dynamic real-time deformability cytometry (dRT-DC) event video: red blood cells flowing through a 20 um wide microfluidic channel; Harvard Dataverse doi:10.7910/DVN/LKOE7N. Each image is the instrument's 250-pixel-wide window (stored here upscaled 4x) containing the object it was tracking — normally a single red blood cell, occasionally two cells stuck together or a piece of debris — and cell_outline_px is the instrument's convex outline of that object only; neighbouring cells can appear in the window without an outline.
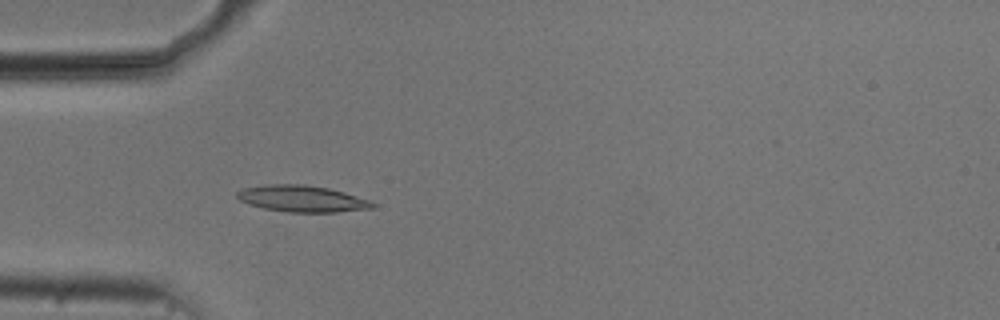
{"species": "common noctule bat (a hibernating species)", "species_latin": "Nyctalus noctula", "temperature_condition": "cold", "stored_images_in_passage": 54, "camera_frame_rate_fps": 3000, "um_per_image_px": 0.085, "animal": {"sex": "male", "body_mass_g": 20.5, "forearm_length_mm": 52.5}, "frame": {"image": 1, "passage_image": 16, "time_ms": 5.0, "image_size_px": [1000, 320], "cell_outline_px": [[376, 208], [336, 212], [288, 212], [264, 208], [248, 204], [240, 200], [236, 196], [236, 192], [244, 188], [264, 184], [304, 184], [328, 188], [344, 192], [368, 200], [376, 204]], "centroid_in_image_um": [25.66, 16.88], "position_along_channel_um": 59.3, "area_um2": 20.92}}
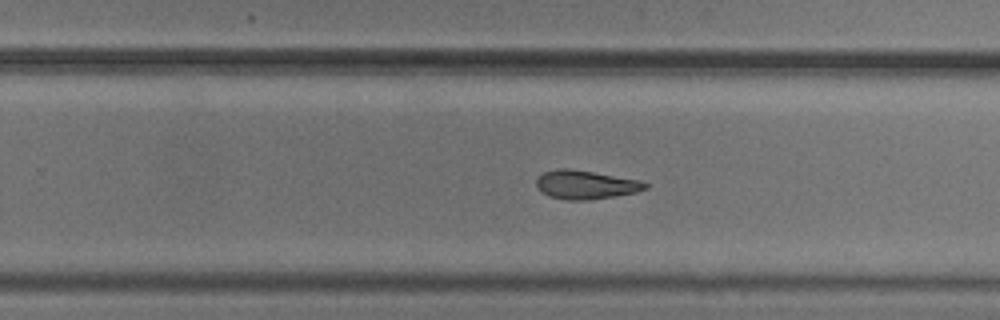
{"frame": {"image": 2, "passage_image": 34, "time_ms": 11.0, "image_size_px": [1000, 320], "cell_outline_px": [[648, 188], [636, 192], [588, 200], [564, 200], [548, 196], [540, 192], [536, 188], [536, 180], [544, 172], [560, 168], [568, 168], [640, 180], [648, 184]], "centroid_in_image_um": [49.74, 15.71], "position_along_channel_um": 280.1, "area_um2": 18.15}}
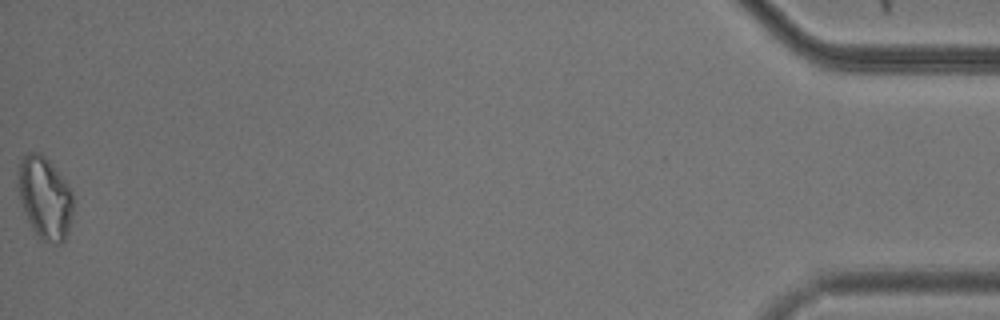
{"frame": {"image": 3, "passage_image": 54, "time_ms": 17.667, "image_size_px": [1000, 320], "cell_outline_px": [[72, 212], [68, 232], [64, 240], [60, 244], [56, 244], [44, 240], [32, 228], [24, 212], [20, 200], [16, 184], [16, 172], [20, 160], [28, 152], [40, 152], [52, 164], [68, 184], [72, 192]], "centroid_in_image_um": [3.78, 16.77], "position_along_channel_um": 431.4, "area_um2": 26.53}}